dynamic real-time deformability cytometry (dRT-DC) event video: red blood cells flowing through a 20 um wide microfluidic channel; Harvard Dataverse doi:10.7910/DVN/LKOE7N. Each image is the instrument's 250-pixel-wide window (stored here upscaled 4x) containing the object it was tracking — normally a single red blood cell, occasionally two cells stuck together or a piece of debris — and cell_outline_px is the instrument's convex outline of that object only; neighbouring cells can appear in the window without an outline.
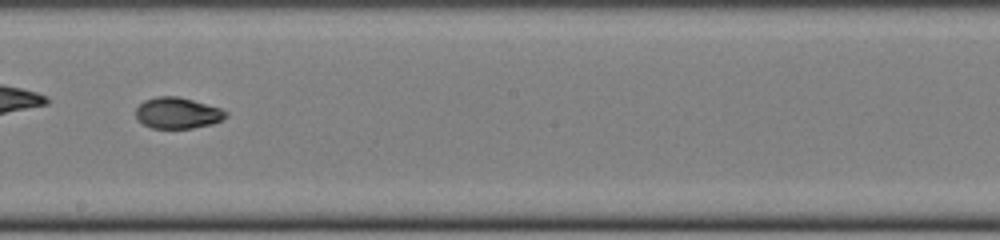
{"species": "common noctule bat (a hibernating species)", "species_latin": "Nyctalus noctula", "temperature_condition": "cold", "stored_images_in_passage": 49, "camera_frame_rate_fps": 3000, "um_per_image_px": 0.085, "animal": {"sex": "female", "body_mass_g": 22.0, "forearm_length_mm": 56.7}, "frame": {"image": 1, "passage_image": 28, "time_ms": 9.0, "image_size_px": [1000, 240], "cell_outline_px": [[228, 116], [212, 124], [192, 128], [152, 128], [144, 124], [136, 116], [136, 108], [144, 100], [156, 96], [176, 96], [192, 100], [220, 108], [228, 112]], "centroid_in_image_um": [15.09, 9.6], "position_along_channel_um": 233.1, "area_um2": 16.18}, "authors_computed_cell_mechanics": {"area_um2": 16.3574, "velocity_mm_per_s": 3.9252, "shape_relaxation_time_tau1_ms": null, "shape_relaxation_time_tau2_ms": 1.7773, "deformation_change_tau1": null, "deformation_change_tau2": 0.0479}}